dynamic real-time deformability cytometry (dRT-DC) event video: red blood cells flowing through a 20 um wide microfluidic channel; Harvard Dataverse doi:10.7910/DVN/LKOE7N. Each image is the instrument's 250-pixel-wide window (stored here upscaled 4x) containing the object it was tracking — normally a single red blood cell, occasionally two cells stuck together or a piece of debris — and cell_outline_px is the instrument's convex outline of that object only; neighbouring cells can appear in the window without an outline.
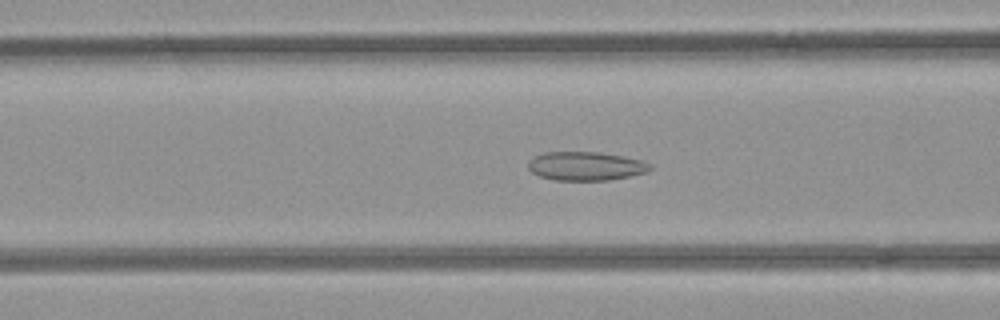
{"species": "common noctule bat (a hibernating species)", "species_latin": "Nyctalus noctula", "temperature_condition": "room temperature", "stored_images_in_passage": 54, "segment_of_instrument_passage": [1, 2], "camera_frame_rate_fps": 3000, "um_per_image_px": 0.085, "animal": {"sex": "female", "body_mass_g": 21.9}, "frame": {"image": 1, "passage_image": 21, "time_ms": 6.667, "image_size_px": [1000, 320], "cell_outline_px": [[652, 168], [648, 172], [608, 180], [556, 180], [540, 176], [532, 172], [528, 168], [528, 160], [544, 152], [600, 152], [624, 156], [640, 160], [652, 164]], "centroid_in_image_um": [49.8, 14.11], "position_along_channel_um": 116.8, "area_um2": 20.4}}
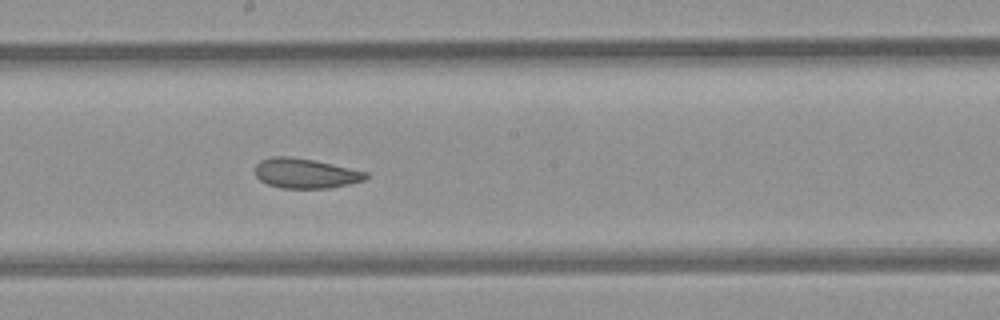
{"frame": {"image": 2, "passage_image": 29, "time_ms": 9.333, "image_size_px": [1000, 320], "cell_outline_px": [[368, 176], [364, 180], [348, 184], [328, 188], [280, 188], [268, 184], [260, 180], [256, 176], [256, 164], [260, 160], [272, 156], [288, 156], [312, 160], [332, 164], [368, 172]], "centroid_in_image_um": [25.94, 14.73], "position_along_channel_um": 222.3, "area_um2": 19.13}}
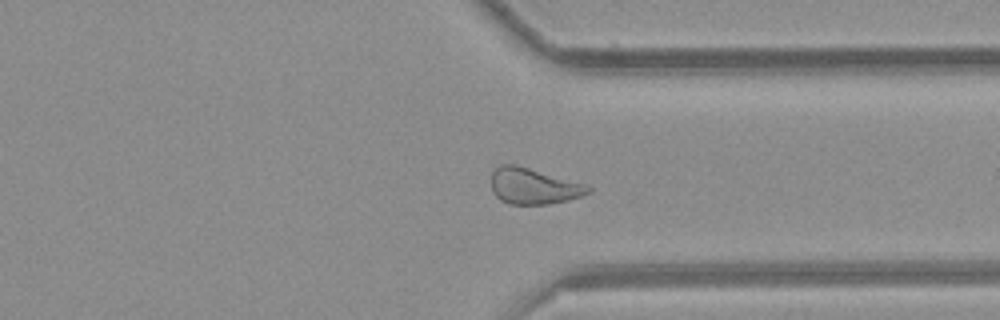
{"frame": {"image": 3, "passage_image": 40, "time_ms": 13.0, "image_size_px": [1000, 320], "cell_outline_px": [[592, 192], [568, 200], [548, 204], [508, 204], [500, 200], [492, 192], [492, 172], [500, 164], [516, 164], [584, 184], [592, 188]], "centroid_in_image_um": [45.32, 15.83], "position_along_channel_um": 366.1, "area_um2": 20.23}}